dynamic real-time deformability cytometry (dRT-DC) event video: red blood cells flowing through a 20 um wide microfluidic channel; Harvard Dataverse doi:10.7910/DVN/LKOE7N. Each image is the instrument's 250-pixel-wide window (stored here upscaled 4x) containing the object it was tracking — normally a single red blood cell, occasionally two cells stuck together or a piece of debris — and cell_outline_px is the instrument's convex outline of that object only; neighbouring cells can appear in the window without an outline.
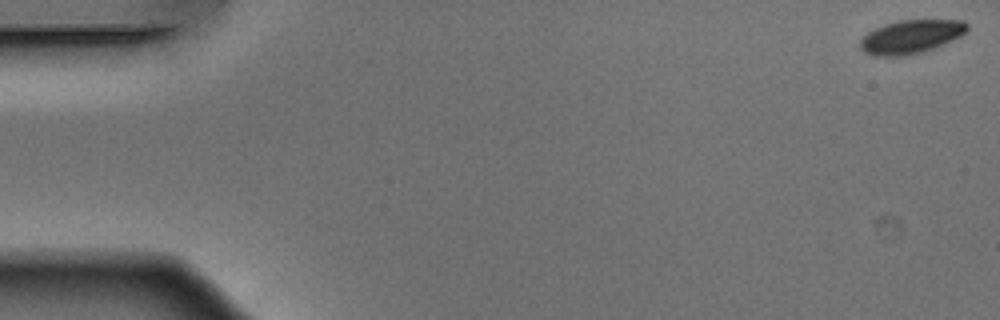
{"species": "Egyptian fruit bat (a non-hibernating species)", "species_latin": "Rousettus aegyptiacus", "temperature_condition": "warm", "stored_images_in_passage": 53, "camera_frame_rate_fps": 3000, "um_per_image_px": 0.085, "animal": {"sex": "male"}, "frame": {"image": 1, "passage_image": 1, "time_ms": 0.0, "image_size_px": [1000, 320], "cell_outline_px": [[968, 28], [960, 36], [952, 40], [932, 48], [908, 56], [872, 56], [864, 52], [860, 48], [860, 40], [868, 32], [884, 24], [900, 20], [964, 20], [968, 24]], "centroid_in_image_um": [77.4, 3.12], "position_along_channel_um": 7.6, "area_um2": 20.81}}
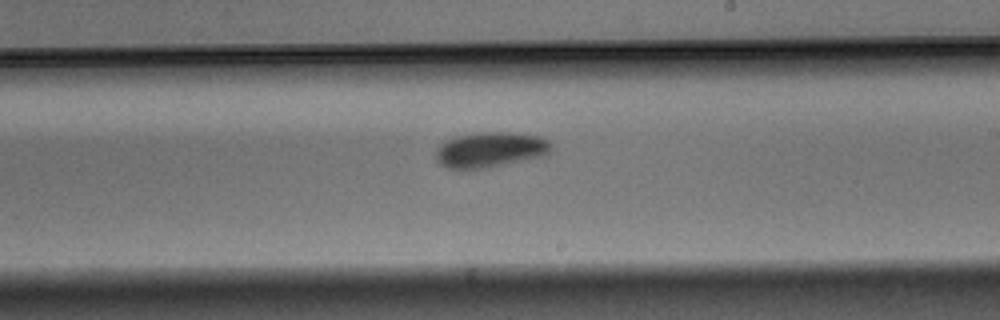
{"frame": {"image": 2, "passage_image": 31, "time_ms": 10.0, "image_size_px": [1000, 320], "cell_outline_px": [[552, 144], [548, 152], [544, 156], [488, 168], [448, 168], [440, 164], [436, 160], [436, 148], [440, 144], [448, 140], [460, 136], [480, 132], [508, 132], [540, 136], [548, 140]], "centroid_in_image_um": [41.69, 12.73], "position_along_channel_um": 247.3, "area_um2": 23.58}}
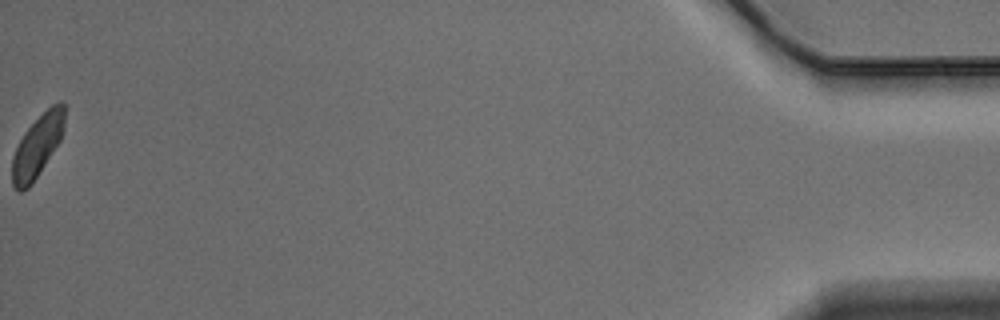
{"frame": {"image": 3, "passage_image": 53, "time_ms": 17.333, "image_size_px": [1000, 320], "cell_outline_px": [[64, 128], [60, 140], [32, 184], [28, 188], [20, 192], [12, 184], [12, 156], [24, 132], [52, 104], [60, 100], [64, 104]], "centroid_in_image_um": [3.17, 12.42], "position_along_channel_um": 432.0, "area_um2": 18.67}, "authors_computed_cell_mechanics": {"area_um2": 21.964, "velocity_mm_per_s": 3.8666, "shape_relaxation_time_tau1_ms": 1.981, "shape_relaxation_time_tau2_ms": null, "deformation_change_tau1": 0.0779, "deformation_change_tau2": null}}